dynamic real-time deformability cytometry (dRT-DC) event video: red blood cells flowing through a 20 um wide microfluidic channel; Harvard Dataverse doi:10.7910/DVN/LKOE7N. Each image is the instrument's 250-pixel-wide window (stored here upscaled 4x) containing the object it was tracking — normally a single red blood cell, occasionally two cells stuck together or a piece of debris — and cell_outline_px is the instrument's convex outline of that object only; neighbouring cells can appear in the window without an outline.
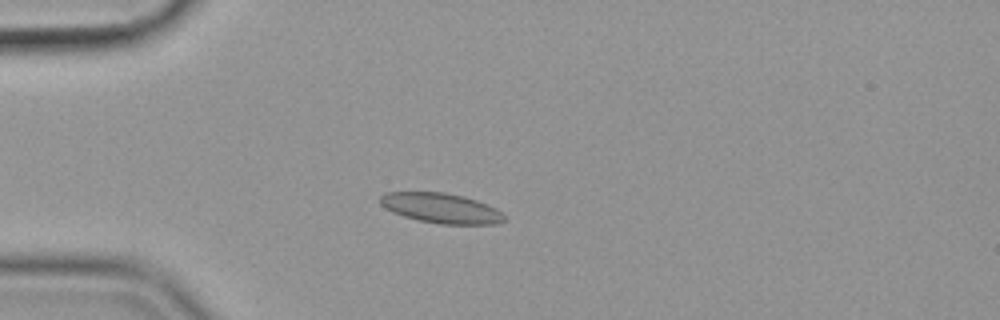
{"species": "common noctule bat (a hibernating species)", "species_latin": "Nyctalus noctula", "temperature_condition": "cold", "stored_images_in_passage": 43, "camera_frame_rate_fps": 3000, "um_per_image_px": 0.085, "animal": {"sex": "female", "body_mass_g": 19.9}, "frame": {"image": 1, "passage_image": 1, "time_ms": 0.0, "image_size_px": [1000, 320], "cell_outline_px": [[504, 220], [496, 224], [440, 224], [416, 220], [392, 212], [384, 208], [380, 204], [380, 196], [384, 192], [444, 192], [464, 196], [488, 204], [496, 208], [504, 216]], "centroid_in_image_um": [37.46, 17.69], "position_along_channel_um": 47.5, "area_um2": 21.79}}
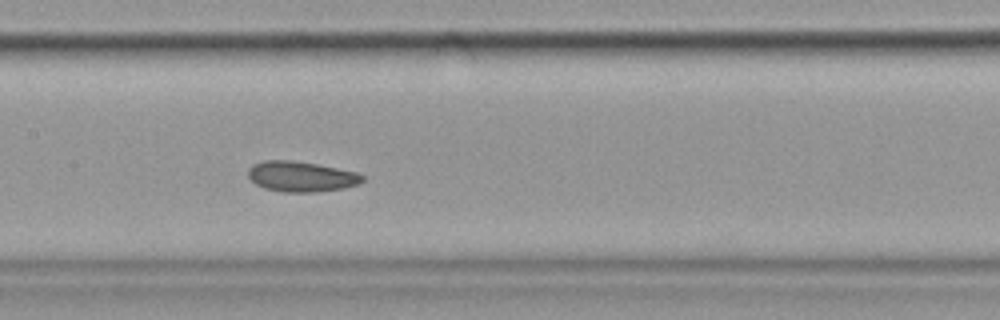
{"frame": {"image": 2, "passage_image": 14, "time_ms": 4.333, "image_size_px": [1000, 320], "cell_outline_px": [[364, 180], [356, 184], [344, 188], [316, 192], [284, 192], [264, 188], [256, 184], [248, 176], [248, 168], [252, 164], [264, 160], [292, 160], [316, 164], [356, 172], [364, 176]], "centroid_in_image_um": [25.57, 15.0], "position_along_channel_um": 181.8, "area_um2": 20.17}}
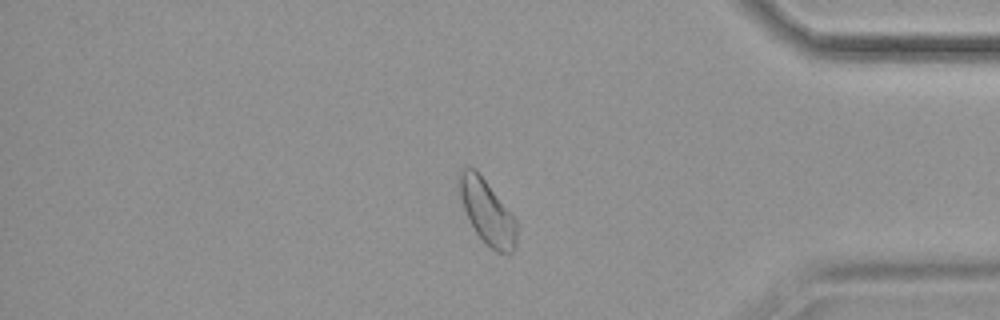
{"frame": {"image": 3, "passage_image": 34, "time_ms": 11.0, "image_size_px": [1000, 320], "cell_outline_px": [[516, 248], [512, 252], [496, 252], [476, 232], [464, 208], [460, 196], [456, 180], [460, 168], [476, 168], [516, 220]], "centroid_in_image_um": [41.37, 17.95], "position_along_channel_um": 393.8, "area_um2": 21.15}, "authors_computed_cell_mechanics": {"area_um2": 20.519, "velocity_mm_per_s": 3.5287, "shape_relaxation_time_tau1_ms": null, "shape_relaxation_time_tau2_ms": 2.5028, "deformation_change_tau1": null, "deformation_change_tau2": 0.0806}}